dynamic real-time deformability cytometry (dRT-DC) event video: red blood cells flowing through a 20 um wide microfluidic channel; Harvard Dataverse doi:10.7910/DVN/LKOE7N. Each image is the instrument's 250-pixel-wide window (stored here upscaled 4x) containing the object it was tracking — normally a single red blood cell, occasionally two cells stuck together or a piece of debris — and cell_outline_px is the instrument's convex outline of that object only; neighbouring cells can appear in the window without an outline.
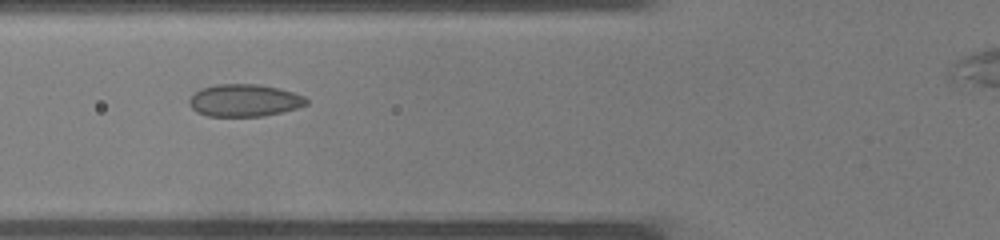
{"species": "common noctule bat (a hibernating species)", "species_latin": "Nyctalus noctula", "temperature_condition": "warm", "stored_images_in_passage": 25, "camera_frame_rate_fps": 3000, "um_per_image_px": 0.085, "animal": {"sex": "male", "body_mass_g": 19.0, "forearm_length_mm": 50.8}, "frame": {"image": 1, "passage_image": 3, "time_ms": 0.667, "image_size_px": [1000, 240], "cell_outline_px": [[308, 104], [296, 108], [264, 116], [208, 116], [196, 112], [188, 104], [188, 100], [200, 88], [216, 84], [260, 84], [292, 92], [304, 96], [308, 100]], "centroid_in_image_um": [20.74, 8.53], "position_along_channel_um": 105.1, "area_um2": 22.02}}
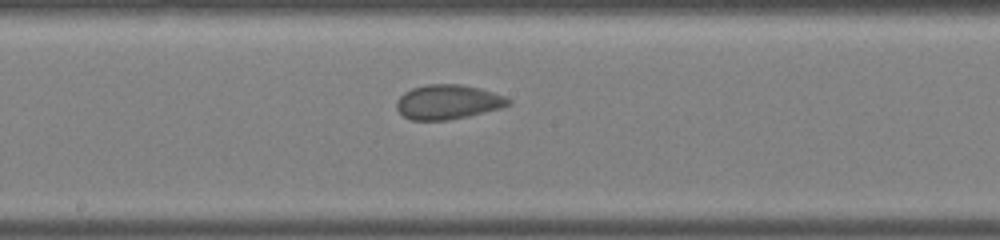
{"frame": {"image": 2, "passage_image": 9, "time_ms": 2.667, "image_size_px": [1000, 240], "cell_outline_px": [[512, 104], [500, 108], [468, 116], [448, 120], [412, 120], [404, 116], [396, 108], [396, 100], [404, 92], [412, 88], [428, 84], [460, 84], [480, 88], [504, 96], [512, 100]], "centroid_in_image_um": [38.07, 8.66], "position_along_channel_um": 210.1, "area_um2": 22.48}}
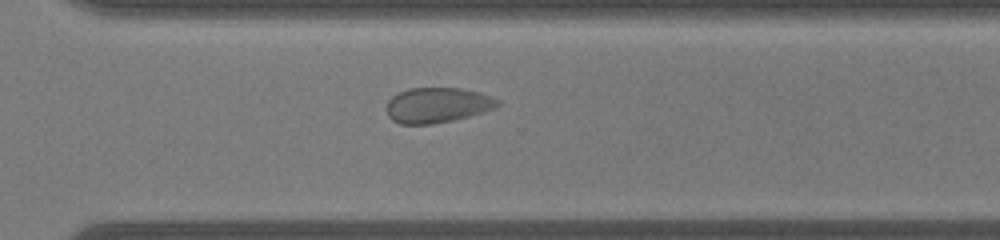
{"frame": {"image": 3, "passage_image": 16, "time_ms": 5.0, "image_size_px": [1000, 240], "cell_outline_px": [[500, 104], [496, 108], [484, 112], [452, 120], [432, 124], [400, 124], [392, 120], [388, 116], [388, 100], [392, 96], [408, 88], [460, 88], [480, 92], [492, 96], [500, 100]], "centroid_in_image_um": [37.21, 8.93], "position_along_channel_um": 333.4, "area_um2": 22.83}}